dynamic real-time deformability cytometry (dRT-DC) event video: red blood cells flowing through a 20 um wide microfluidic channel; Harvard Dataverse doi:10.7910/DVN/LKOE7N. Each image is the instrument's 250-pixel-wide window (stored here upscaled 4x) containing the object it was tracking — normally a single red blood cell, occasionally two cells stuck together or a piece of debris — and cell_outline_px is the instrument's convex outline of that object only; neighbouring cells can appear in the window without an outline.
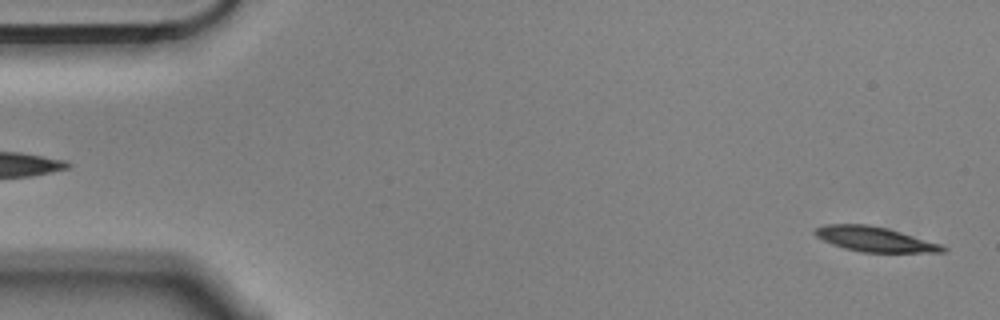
{"species": "Egyptian fruit bat (a non-hibernating species)", "species_latin": "Rousettus aegyptiacus", "temperature_condition": "cold", "stored_images_in_passage": 4, "segment_of_instrument_passage": [2, 2], "camera_frame_rate_fps": 3000, "um_per_image_px": 0.085, "animal": {"sex": "male"}, "frame": {"image": 1, "passage_image": 4, "time_ms": 1.0, "image_size_px": [1000, 320], "cell_outline_px": [[948, 252], [860, 252], [844, 248], [832, 244], [816, 236], [812, 232], [816, 228], [824, 224], [868, 224], [888, 228], [940, 244], [948, 248]], "centroid_in_image_um": [74.34, 20.33], "position_along_channel_um": 10.7, "area_um2": 18.5}}